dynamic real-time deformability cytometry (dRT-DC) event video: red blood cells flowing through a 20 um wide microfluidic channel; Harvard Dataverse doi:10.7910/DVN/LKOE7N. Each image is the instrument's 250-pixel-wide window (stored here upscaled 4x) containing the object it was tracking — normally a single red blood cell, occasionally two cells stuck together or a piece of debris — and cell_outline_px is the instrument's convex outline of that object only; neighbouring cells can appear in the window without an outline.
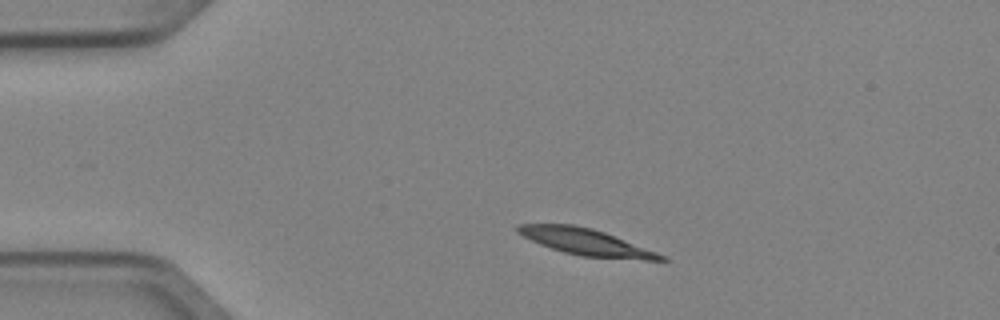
{"species": "Egyptian fruit bat (a non-hibernating species)", "species_latin": "Rousettus aegyptiacus", "temperature_condition": "cold", "stored_images_in_passage": 2, "camera_frame_rate_fps": 3000, "um_per_image_px": 0.085, "animal": {"sex": "female"}, "frame": {"image": 1, "passage_image": 1, "time_ms": 0.0, "image_size_px": [1000, 320], "cell_outline_px": [[668, 260], [644, 260], [580, 256], [564, 252], [540, 244], [516, 232], [516, 224], [572, 224], [592, 228], [604, 232], [656, 252], [664, 256]], "centroid_in_image_um": [49.77, 20.56], "position_along_channel_um": 35.2, "area_um2": 21.73}}